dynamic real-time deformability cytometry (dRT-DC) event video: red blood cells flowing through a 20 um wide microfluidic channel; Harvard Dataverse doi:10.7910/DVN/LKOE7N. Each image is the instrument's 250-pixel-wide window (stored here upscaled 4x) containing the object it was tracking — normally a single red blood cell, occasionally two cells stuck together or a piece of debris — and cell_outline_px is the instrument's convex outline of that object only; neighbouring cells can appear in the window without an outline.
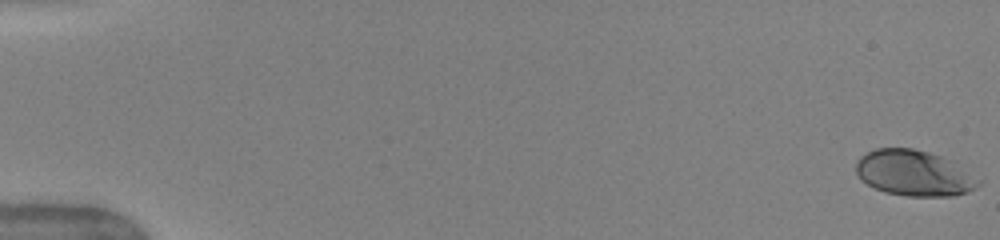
{"species": "human", "species_latin": "Homo sapiens", "temperature_condition": "warm", "stored_images_in_passage": 52, "camera_frame_rate_fps": 3000, "um_per_image_px": 0.085, "donor": {"sex": "female"}, "frame": {"image": 1, "passage_image": 1, "time_ms": 0.0, "image_size_px": [1000, 240], "cell_outline_px": [[984, 180], [976, 188], [968, 192], [952, 196], [908, 196], [884, 192], [860, 180], [856, 172], [856, 160], [860, 156], [876, 148], [912, 148], [928, 152], [952, 160]], "centroid_in_image_um": [77.73, 14.72], "position_along_channel_um": 7.3, "area_um2": 33.0}}
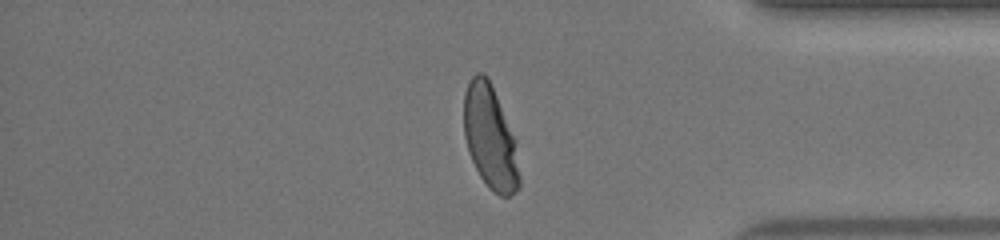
{"frame": {"image": 2, "passage_image": 44, "time_ms": 14.333, "image_size_px": [1000, 240], "cell_outline_px": [[520, 188], [508, 196], [500, 196], [492, 192], [488, 188], [480, 176], [468, 152], [464, 136], [464, 92], [468, 80], [476, 72], [484, 72], [488, 76], [516, 140], [520, 176]], "centroid_in_image_um": [41.66, 11.66], "position_along_channel_um": 393.5, "area_um2": 33.99}}
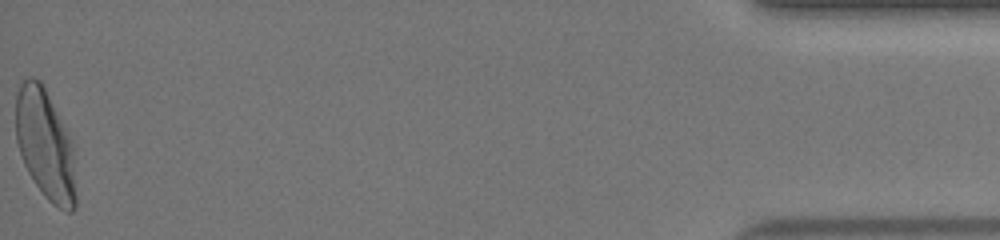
{"frame": {"image": 3, "passage_image": 52, "time_ms": 17.0, "image_size_px": [1000, 240], "cell_outline_px": [[76, 208], [72, 212], [68, 212], [52, 204], [44, 196], [28, 172], [24, 164], [16, 140], [16, 92], [20, 80], [28, 76], [32, 76], [40, 80], [68, 136], [72, 148], [76, 196]], "centroid_in_image_um": [3.81, 12.3], "position_along_channel_um": 431.4, "area_um2": 38.09}, "authors_computed_cell_mechanics": {"area_um2": 34.0153, "velocity_mm_per_s": 4.0179, "shape_relaxation_time_tau1_ms": 3.973, "shape_relaxation_time_tau2_ms": null, "deformation_change_tau1": 0.1976, "deformation_change_tau2": null}}